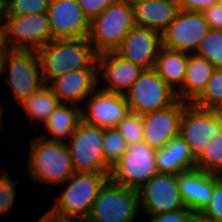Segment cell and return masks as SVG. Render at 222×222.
I'll list each match as a JSON object with an SVG mask.
<instances>
[{
    "instance_id": "cell-1",
    "label": "cell",
    "mask_w": 222,
    "mask_h": 222,
    "mask_svg": "<svg viewBox=\"0 0 222 222\" xmlns=\"http://www.w3.org/2000/svg\"><path fill=\"white\" fill-rule=\"evenodd\" d=\"M37 53L44 84L68 71L98 68V54L87 38L52 39Z\"/></svg>"
},
{
    "instance_id": "cell-2",
    "label": "cell",
    "mask_w": 222,
    "mask_h": 222,
    "mask_svg": "<svg viewBox=\"0 0 222 222\" xmlns=\"http://www.w3.org/2000/svg\"><path fill=\"white\" fill-rule=\"evenodd\" d=\"M134 26L131 0H117L90 21L87 39L98 55L114 52Z\"/></svg>"
},
{
    "instance_id": "cell-3",
    "label": "cell",
    "mask_w": 222,
    "mask_h": 222,
    "mask_svg": "<svg viewBox=\"0 0 222 222\" xmlns=\"http://www.w3.org/2000/svg\"><path fill=\"white\" fill-rule=\"evenodd\" d=\"M28 169L32 180L57 185L75 173L65 142L36 138L31 141Z\"/></svg>"
},
{
    "instance_id": "cell-4",
    "label": "cell",
    "mask_w": 222,
    "mask_h": 222,
    "mask_svg": "<svg viewBox=\"0 0 222 222\" xmlns=\"http://www.w3.org/2000/svg\"><path fill=\"white\" fill-rule=\"evenodd\" d=\"M108 180L109 173L105 172H75L65 181L69 184L61 192L51 210L64 216L80 218L85 221L100 190Z\"/></svg>"
},
{
    "instance_id": "cell-5",
    "label": "cell",
    "mask_w": 222,
    "mask_h": 222,
    "mask_svg": "<svg viewBox=\"0 0 222 222\" xmlns=\"http://www.w3.org/2000/svg\"><path fill=\"white\" fill-rule=\"evenodd\" d=\"M140 210L138 190L115 184L109 179L84 222H133Z\"/></svg>"
},
{
    "instance_id": "cell-6",
    "label": "cell",
    "mask_w": 222,
    "mask_h": 222,
    "mask_svg": "<svg viewBox=\"0 0 222 222\" xmlns=\"http://www.w3.org/2000/svg\"><path fill=\"white\" fill-rule=\"evenodd\" d=\"M124 96L129 111L140 115L167 108L178 100L176 91L154 68L143 70Z\"/></svg>"
},
{
    "instance_id": "cell-7",
    "label": "cell",
    "mask_w": 222,
    "mask_h": 222,
    "mask_svg": "<svg viewBox=\"0 0 222 222\" xmlns=\"http://www.w3.org/2000/svg\"><path fill=\"white\" fill-rule=\"evenodd\" d=\"M156 149L144 141L128 146L127 151L111 167L109 179L118 185L138 190L158 174Z\"/></svg>"
},
{
    "instance_id": "cell-8",
    "label": "cell",
    "mask_w": 222,
    "mask_h": 222,
    "mask_svg": "<svg viewBox=\"0 0 222 222\" xmlns=\"http://www.w3.org/2000/svg\"><path fill=\"white\" fill-rule=\"evenodd\" d=\"M70 139L71 142L65 144L75 172H105L102 128L81 120Z\"/></svg>"
},
{
    "instance_id": "cell-9",
    "label": "cell",
    "mask_w": 222,
    "mask_h": 222,
    "mask_svg": "<svg viewBox=\"0 0 222 222\" xmlns=\"http://www.w3.org/2000/svg\"><path fill=\"white\" fill-rule=\"evenodd\" d=\"M217 134H222V118L218 110L188 103L180 117L179 135L189 145L195 158Z\"/></svg>"
},
{
    "instance_id": "cell-10",
    "label": "cell",
    "mask_w": 222,
    "mask_h": 222,
    "mask_svg": "<svg viewBox=\"0 0 222 222\" xmlns=\"http://www.w3.org/2000/svg\"><path fill=\"white\" fill-rule=\"evenodd\" d=\"M6 62L10 78H6L5 82L19 104L44 85L36 50L9 49L4 56Z\"/></svg>"
},
{
    "instance_id": "cell-11",
    "label": "cell",
    "mask_w": 222,
    "mask_h": 222,
    "mask_svg": "<svg viewBox=\"0 0 222 222\" xmlns=\"http://www.w3.org/2000/svg\"><path fill=\"white\" fill-rule=\"evenodd\" d=\"M4 30L9 49L37 51L52 40L47 12L7 16Z\"/></svg>"
},
{
    "instance_id": "cell-12",
    "label": "cell",
    "mask_w": 222,
    "mask_h": 222,
    "mask_svg": "<svg viewBox=\"0 0 222 222\" xmlns=\"http://www.w3.org/2000/svg\"><path fill=\"white\" fill-rule=\"evenodd\" d=\"M209 31V24L202 13L180 10L177 17L162 32V46L188 54L195 53Z\"/></svg>"
},
{
    "instance_id": "cell-13",
    "label": "cell",
    "mask_w": 222,
    "mask_h": 222,
    "mask_svg": "<svg viewBox=\"0 0 222 222\" xmlns=\"http://www.w3.org/2000/svg\"><path fill=\"white\" fill-rule=\"evenodd\" d=\"M138 195L139 207L150 216L185 207L179 194L176 174L154 175L138 189Z\"/></svg>"
},
{
    "instance_id": "cell-14",
    "label": "cell",
    "mask_w": 222,
    "mask_h": 222,
    "mask_svg": "<svg viewBox=\"0 0 222 222\" xmlns=\"http://www.w3.org/2000/svg\"><path fill=\"white\" fill-rule=\"evenodd\" d=\"M47 15L52 39L88 37L90 21L77 0H50Z\"/></svg>"
},
{
    "instance_id": "cell-15",
    "label": "cell",
    "mask_w": 222,
    "mask_h": 222,
    "mask_svg": "<svg viewBox=\"0 0 222 222\" xmlns=\"http://www.w3.org/2000/svg\"><path fill=\"white\" fill-rule=\"evenodd\" d=\"M87 111L82 108V120L102 129L116 125L130 112L124 95L96 89L89 95Z\"/></svg>"
},
{
    "instance_id": "cell-16",
    "label": "cell",
    "mask_w": 222,
    "mask_h": 222,
    "mask_svg": "<svg viewBox=\"0 0 222 222\" xmlns=\"http://www.w3.org/2000/svg\"><path fill=\"white\" fill-rule=\"evenodd\" d=\"M161 47L162 33L134 26L125 36L116 52L143 70H147L155 67Z\"/></svg>"
},
{
    "instance_id": "cell-17",
    "label": "cell",
    "mask_w": 222,
    "mask_h": 222,
    "mask_svg": "<svg viewBox=\"0 0 222 222\" xmlns=\"http://www.w3.org/2000/svg\"><path fill=\"white\" fill-rule=\"evenodd\" d=\"M188 103L178 99L167 108L143 115V141L159 149L171 138L179 135L181 114Z\"/></svg>"
},
{
    "instance_id": "cell-18",
    "label": "cell",
    "mask_w": 222,
    "mask_h": 222,
    "mask_svg": "<svg viewBox=\"0 0 222 222\" xmlns=\"http://www.w3.org/2000/svg\"><path fill=\"white\" fill-rule=\"evenodd\" d=\"M98 68L68 71L51 80L50 89L59 98L60 103L80 106L81 101L92 94L99 82ZM64 101V102H62Z\"/></svg>"
},
{
    "instance_id": "cell-19",
    "label": "cell",
    "mask_w": 222,
    "mask_h": 222,
    "mask_svg": "<svg viewBox=\"0 0 222 222\" xmlns=\"http://www.w3.org/2000/svg\"><path fill=\"white\" fill-rule=\"evenodd\" d=\"M98 73L108 82L102 90L124 95L138 79L143 69L116 51L98 55ZM101 72V73H100Z\"/></svg>"
},
{
    "instance_id": "cell-20",
    "label": "cell",
    "mask_w": 222,
    "mask_h": 222,
    "mask_svg": "<svg viewBox=\"0 0 222 222\" xmlns=\"http://www.w3.org/2000/svg\"><path fill=\"white\" fill-rule=\"evenodd\" d=\"M219 174L193 169L177 174L179 194L186 208L200 212L210 202Z\"/></svg>"
},
{
    "instance_id": "cell-21",
    "label": "cell",
    "mask_w": 222,
    "mask_h": 222,
    "mask_svg": "<svg viewBox=\"0 0 222 222\" xmlns=\"http://www.w3.org/2000/svg\"><path fill=\"white\" fill-rule=\"evenodd\" d=\"M135 26L162 33L177 17L180 7L176 0H131Z\"/></svg>"
},
{
    "instance_id": "cell-22",
    "label": "cell",
    "mask_w": 222,
    "mask_h": 222,
    "mask_svg": "<svg viewBox=\"0 0 222 222\" xmlns=\"http://www.w3.org/2000/svg\"><path fill=\"white\" fill-rule=\"evenodd\" d=\"M155 163L158 173L166 174L177 175L196 168V158L180 135L171 138L163 147L156 149Z\"/></svg>"
},
{
    "instance_id": "cell-23",
    "label": "cell",
    "mask_w": 222,
    "mask_h": 222,
    "mask_svg": "<svg viewBox=\"0 0 222 222\" xmlns=\"http://www.w3.org/2000/svg\"><path fill=\"white\" fill-rule=\"evenodd\" d=\"M214 70L207 59L189 53L183 86L176 91L178 99L192 103L205 89Z\"/></svg>"
},
{
    "instance_id": "cell-24",
    "label": "cell",
    "mask_w": 222,
    "mask_h": 222,
    "mask_svg": "<svg viewBox=\"0 0 222 222\" xmlns=\"http://www.w3.org/2000/svg\"><path fill=\"white\" fill-rule=\"evenodd\" d=\"M68 105L60 103L44 123L46 129L53 136L52 138L48 137V140L65 142L64 139L71 138L77 125L82 120V106L75 104Z\"/></svg>"
},
{
    "instance_id": "cell-25",
    "label": "cell",
    "mask_w": 222,
    "mask_h": 222,
    "mask_svg": "<svg viewBox=\"0 0 222 222\" xmlns=\"http://www.w3.org/2000/svg\"><path fill=\"white\" fill-rule=\"evenodd\" d=\"M187 60L188 53L162 46L156 58L154 69L166 84L175 91V86H183Z\"/></svg>"
},
{
    "instance_id": "cell-26",
    "label": "cell",
    "mask_w": 222,
    "mask_h": 222,
    "mask_svg": "<svg viewBox=\"0 0 222 222\" xmlns=\"http://www.w3.org/2000/svg\"><path fill=\"white\" fill-rule=\"evenodd\" d=\"M20 104L31 120L35 118L45 123L60 101L47 83Z\"/></svg>"
},
{
    "instance_id": "cell-27",
    "label": "cell",
    "mask_w": 222,
    "mask_h": 222,
    "mask_svg": "<svg viewBox=\"0 0 222 222\" xmlns=\"http://www.w3.org/2000/svg\"><path fill=\"white\" fill-rule=\"evenodd\" d=\"M196 169L222 175V134L212 138L196 157Z\"/></svg>"
},
{
    "instance_id": "cell-28",
    "label": "cell",
    "mask_w": 222,
    "mask_h": 222,
    "mask_svg": "<svg viewBox=\"0 0 222 222\" xmlns=\"http://www.w3.org/2000/svg\"><path fill=\"white\" fill-rule=\"evenodd\" d=\"M128 146L116 127L103 129L105 173H110L111 167L127 151Z\"/></svg>"
},
{
    "instance_id": "cell-29",
    "label": "cell",
    "mask_w": 222,
    "mask_h": 222,
    "mask_svg": "<svg viewBox=\"0 0 222 222\" xmlns=\"http://www.w3.org/2000/svg\"><path fill=\"white\" fill-rule=\"evenodd\" d=\"M192 104L205 109H218L222 105V68H215L205 89Z\"/></svg>"
},
{
    "instance_id": "cell-30",
    "label": "cell",
    "mask_w": 222,
    "mask_h": 222,
    "mask_svg": "<svg viewBox=\"0 0 222 222\" xmlns=\"http://www.w3.org/2000/svg\"><path fill=\"white\" fill-rule=\"evenodd\" d=\"M194 54L207 59L214 68H222V30L210 29Z\"/></svg>"
},
{
    "instance_id": "cell-31",
    "label": "cell",
    "mask_w": 222,
    "mask_h": 222,
    "mask_svg": "<svg viewBox=\"0 0 222 222\" xmlns=\"http://www.w3.org/2000/svg\"><path fill=\"white\" fill-rule=\"evenodd\" d=\"M116 128L129 146L143 141V115L129 112Z\"/></svg>"
},
{
    "instance_id": "cell-32",
    "label": "cell",
    "mask_w": 222,
    "mask_h": 222,
    "mask_svg": "<svg viewBox=\"0 0 222 222\" xmlns=\"http://www.w3.org/2000/svg\"><path fill=\"white\" fill-rule=\"evenodd\" d=\"M50 0H6L7 16L48 12Z\"/></svg>"
},
{
    "instance_id": "cell-33",
    "label": "cell",
    "mask_w": 222,
    "mask_h": 222,
    "mask_svg": "<svg viewBox=\"0 0 222 222\" xmlns=\"http://www.w3.org/2000/svg\"><path fill=\"white\" fill-rule=\"evenodd\" d=\"M200 213L216 222L222 221V175L214 182L210 202Z\"/></svg>"
},
{
    "instance_id": "cell-34",
    "label": "cell",
    "mask_w": 222,
    "mask_h": 222,
    "mask_svg": "<svg viewBox=\"0 0 222 222\" xmlns=\"http://www.w3.org/2000/svg\"><path fill=\"white\" fill-rule=\"evenodd\" d=\"M15 181L11 180L8 173L0 175V215L6 214L11 210L15 202Z\"/></svg>"
},
{
    "instance_id": "cell-35",
    "label": "cell",
    "mask_w": 222,
    "mask_h": 222,
    "mask_svg": "<svg viewBox=\"0 0 222 222\" xmlns=\"http://www.w3.org/2000/svg\"><path fill=\"white\" fill-rule=\"evenodd\" d=\"M85 16L91 21L117 0H77Z\"/></svg>"
},
{
    "instance_id": "cell-36",
    "label": "cell",
    "mask_w": 222,
    "mask_h": 222,
    "mask_svg": "<svg viewBox=\"0 0 222 222\" xmlns=\"http://www.w3.org/2000/svg\"><path fill=\"white\" fill-rule=\"evenodd\" d=\"M194 211L183 207L181 209L152 215L150 222H190Z\"/></svg>"
},
{
    "instance_id": "cell-37",
    "label": "cell",
    "mask_w": 222,
    "mask_h": 222,
    "mask_svg": "<svg viewBox=\"0 0 222 222\" xmlns=\"http://www.w3.org/2000/svg\"><path fill=\"white\" fill-rule=\"evenodd\" d=\"M210 29L222 30V4L215 3L201 12Z\"/></svg>"
},
{
    "instance_id": "cell-38",
    "label": "cell",
    "mask_w": 222,
    "mask_h": 222,
    "mask_svg": "<svg viewBox=\"0 0 222 222\" xmlns=\"http://www.w3.org/2000/svg\"><path fill=\"white\" fill-rule=\"evenodd\" d=\"M180 10H187L201 13L216 3L215 0H176Z\"/></svg>"
},
{
    "instance_id": "cell-39",
    "label": "cell",
    "mask_w": 222,
    "mask_h": 222,
    "mask_svg": "<svg viewBox=\"0 0 222 222\" xmlns=\"http://www.w3.org/2000/svg\"><path fill=\"white\" fill-rule=\"evenodd\" d=\"M37 222H84V221L80 218L68 217L58 214L50 209Z\"/></svg>"
},
{
    "instance_id": "cell-40",
    "label": "cell",
    "mask_w": 222,
    "mask_h": 222,
    "mask_svg": "<svg viewBox=\"0 0 222 222\" xmlns=\"http://www.w3.org/2000/svg\"><path fill=\"white\" fill-rule=\"evenodd\" d=\"M8 50L4 27H0V59H4Z\"/></svg>"
},
{
    "instance_id": "cell-41",
    "label": "cell",
    "mask_w": 222,
    "mask_h": 222,
    "mask_svg": "<svg viewBox=\"0 0 222 222\" xmlns=\"http://www.w3.org/2000/svg\"><path fill=\"white\" fill-rule=\"evenodd\" d=\"M6 17H7L6 0H0V27H4Z\"/></svg>"
},
{
    "instance_id": "cell-42",
    "label": "cell",
    "mask_w": 222,
    "mask_h": 222,
    "mask_svg": "<svg viewBox=\"0 0 222 222\" xmlns=\"http://www.w3.org/2000/svg\"><path fill=\"white\" fill-rule=\"evenodd\" d=\"M190 222H216V221L204 216L200 212H194Z\"/></svg>"
},
{
    "instance_id": "cell-43",
    "label": "cell",
    "mask_w": 222,
    "mask_h": 222,
    "mask_svg": "<svg viewBox=\"0 0 222 222\" xmlns=\"http://www.w3.org/2000/svg\"><path fill=\"white\" fill-rule=\"evenodd\" d=\"M6 68L7 67H6V65L4 63V59H0V76H1V74L3 72V70H5Z\"/></svg>"
},
{
    "instance_id": "cell-44",
    "label": "cell",
    "mask_w": 222,
    "mask_h": 222,
    "mask_svg": "<svg viewBox=\"0 0 222 222\" xmlns=\"http://www.w3.org/2000/svg\"><path fill=\"white\" fill-rule=\"evenodd\" d=\"M217 110H218V113L220 114V117L222 118V105Z\"/></svg>"
},
{
    "instance_id": "cell-45",
    "label": "cell",
    "mask_w": 222,
    "mask_h": 222,
    "mask_svg": "<svg viewBox=\"0 0 222 222\" xmlns=\"http://www.w3.org/2000/svg\"><path fill=\"white\" fill-rule=\"evenodd\" d=\"M2 109H3V108L0 106V121H1V117H3V116H2V112H1ZM0 125H1V124H0Z\"/></svg>"
},
{
    "instance_id": "cell-46",
    "label": "cell",
    "mask_w": 222,
    "mask_h": 222,
    "mask_svg": "<svg viewBox=\"0 0 222 222\" xmlns=\"http://www.w3.org/2000/svg\"><path fill=\"white\" fill-rule=\"evenodd\" d=\"M216 3H221L222 4V0H215Z\"/></svg>"
}]
</instances>
